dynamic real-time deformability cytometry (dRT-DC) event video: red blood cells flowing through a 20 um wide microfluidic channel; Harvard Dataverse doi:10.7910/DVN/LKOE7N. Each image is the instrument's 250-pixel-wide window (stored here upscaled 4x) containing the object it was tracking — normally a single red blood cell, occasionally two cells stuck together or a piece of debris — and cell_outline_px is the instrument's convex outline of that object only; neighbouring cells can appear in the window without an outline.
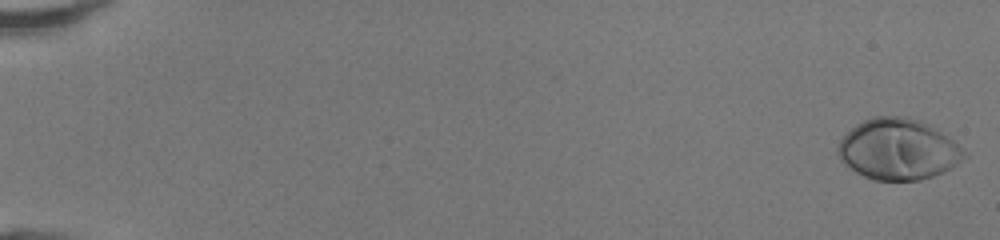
{"species": "human", "species_latin": "Homo sapiens", "temperature_condition": "room temperature", "stored_images_in_passage": 49, "camera_frame_rate_fps": 3000, "um_per_image_px": 0.085, "donor": {"sex": "female"}, "frame": {"image": 1, "passage_image": 1, "time_ms": 0.0, "image_size_px": [1000, 240], "cell_outline_px": [[968, 156], [956, 164], [932, 176], [920, 180], [876, 180], [864, 176], [856, 172], [844, 164], [840, 160], [836, 152], [836, 148], [840, 140], [856, 124], [872, 116], [908, 116], [920, 120], [928, 124], [952, 140], [968, 152]], "centroid_in_image_um": [76.32, 12.68], "position_along_channel_um": 8.7, "area_um2": 44.74}}
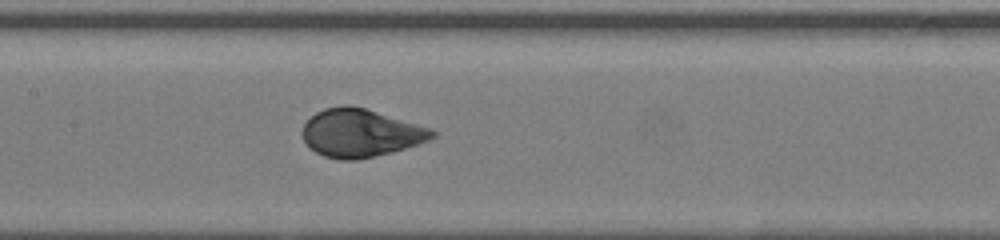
{"frame": {"image": 2, "passage_image": 26, "time_ms": 8.333, "image_size_px": [1000, 240], "cell_outline_px": [[436, 136], [428, 140], [392, 152], [356, 160], [340, 160], [324, 156], [316, 152], [304, 140], [300, 132], [304, 124], [316, 112], [324, 108], [344, 104], [352, 104], [432, 128], [436, 132]], "centroid_in_image_um": [30.63, 11.29], "position_along_channel_um": 176.8, "area_um2": 36.36}}
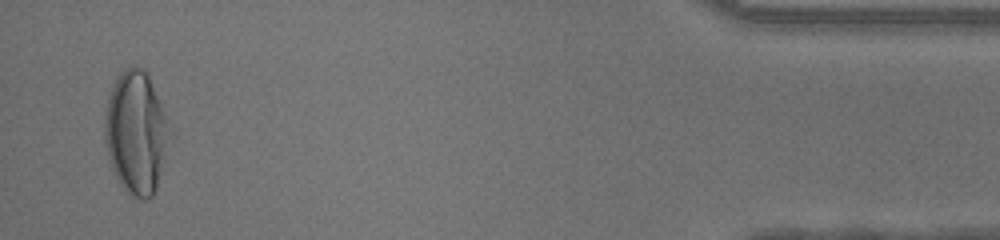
{"frame": {"image": 3, "passage_image": 48, "time_ms": 15.667, "image_size_px": [1000, 240], "cell_outline_px": [[176, 136], [156, 188], [152, 196], [148, 200], [144, 200], [136, 196], [124, 188], [116, 180], [112, 172], [104, 140], [104, 116], [108, 100], [112, 88], [120, 72], [124, 68], [140, 68], [148, 72]], "centroid_in_image_um": [11.65, 11.3], "position_along_channel_um": 423.6, "area_um2": 47.86}, "authors_computed_cell_mechanics": {"area_um2": 38.5526, "velocity_mm_per_s": 4.278, "shape_relaxation_time_tau1_ms": 3.3075, "shape_relaxation_time_tau2_ms": null, "deformation_change_tau1": 0.1805, "deformation_change_tau2": null}}